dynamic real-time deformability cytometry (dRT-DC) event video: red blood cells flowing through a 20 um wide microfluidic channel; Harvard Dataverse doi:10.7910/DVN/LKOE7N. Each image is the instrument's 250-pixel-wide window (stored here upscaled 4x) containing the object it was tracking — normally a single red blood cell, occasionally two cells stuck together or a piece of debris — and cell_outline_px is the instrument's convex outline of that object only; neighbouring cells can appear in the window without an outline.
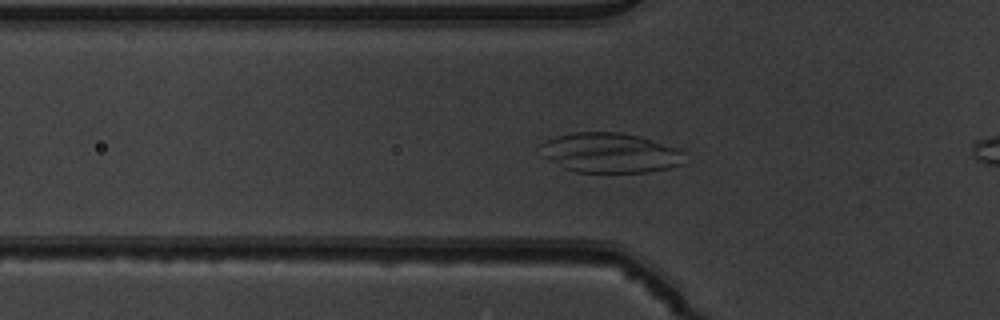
{"species": "common noctule bat (a hibernating species)", "species_latin": "Nyctalus noctula", "temperature_condition": "warm", "stored_images_in_passage": 40, "camera_frame_rate_fps": 3000, "um_per_image_px": 0.085, "animal": {"sex": "male", "body_mass_g": 19.5, "forearm_length_mm": 54.6}, "frame": {"image": 1, "passage_image": 9, "time_ms": 2.667, "image_size_px": [1000, 320], "cell_outline_px": [[684, 164], [668, 168], [648, 172], [576, 172], [564, 168], [544, 156], [540, 144], [556, 136], [572, 132], [620, 132], [640, 136], [676, 148], [684, 152]], "centroid_in_image_um": [51.88, 12.99], "position_along_channel_um": 73.9, "area_um2": 33.29}}
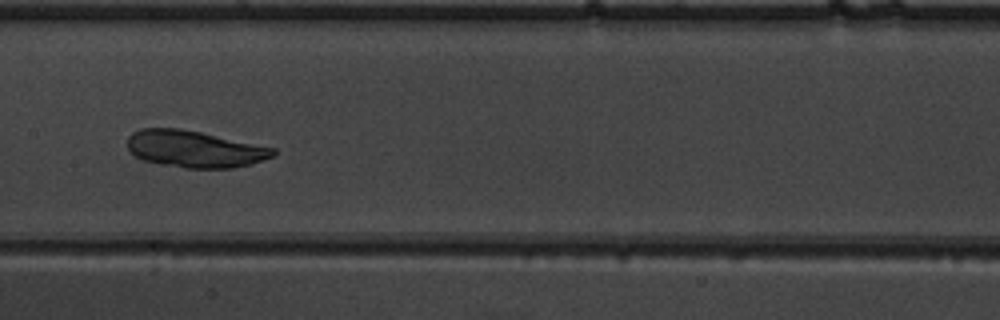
{"frame": {"image": 2, "passage_image": 18, "time_ms": 5.667, "image_size_px": [1000, 320], "cell_outline_px": [[276, 152], [272, 156], [264, 160], [252, 164], [232, 168], [184, 168], [160, 164], [144, 160], [136, 156], [128, 148], [128, 136], [132, 132], [140, 128], [180, 128], [200, 132], [276, 148]], "centroid_in_image_um": [16.54, 12.66], "position_along_channel_um": 190.9, "area_um2": 31.27}}
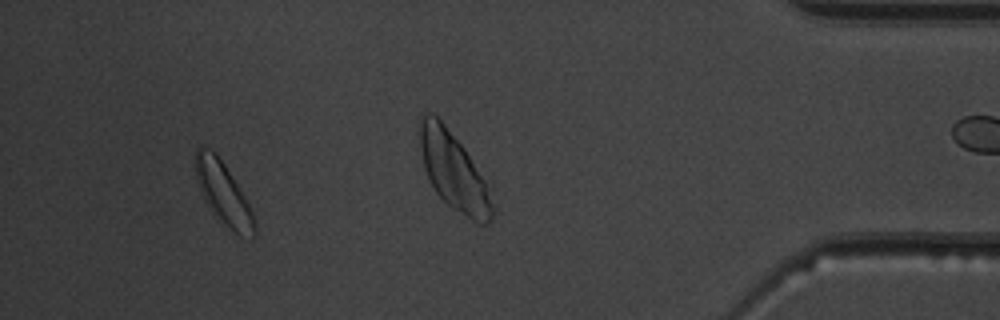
{"frame": {"image": 3, "passage_image": 36, "time_ms": 11.667, "image_size_px": [1000, 320], "cell_outline_px": [[256, 236], [240, 236], [232, 232], [212, 212], [204, 200], [196, 180], [196, 148], [200, 144], [216, 152], [224, 164], [244, 196], [252, 212], [256, 224]], "centroid_in_image_um": [18.97, 16.44], "position_along_channel_um": 416.2, "area_um2": 21.21}}